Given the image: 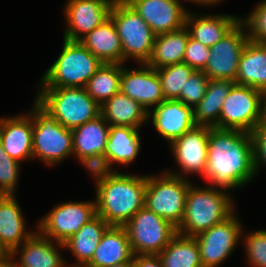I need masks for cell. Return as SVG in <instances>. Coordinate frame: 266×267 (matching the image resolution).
<instances>
[{
    "instance_id": "cell-32",
    "label": "cell",
    "mask_w": 266,
    "mask_h": 267,
    "mask_svg": "<svg viewBox=\"0 0 266 267\" xmlns=\"http://www.w3.org/2000/svg\"><path fill=\"white\" fill-rule=\"evenodd\" d=\"M158 257L162 267H203L195 237L177 233Z\"/></svg>"
},
{
    "instance_id": "cell-34",
    "label": "cell",
    "mask_w": 266,
    "mask_h": 267,
    "mask_svg": "<svg viewBox=\"0 0 266 267\" xmlns=\"http://www.w3.org/2000/svg\"><path fill=\"white\" fill-rule=\"evenodd\" d=\"M165 100L179 99L181 89L195 71L185 63L172 64L156 69Z\"/></svg>"
},
{
    "instance_id": "cell-6",
    "label": "cell",
    "mask_w": 266,
    "mask_h": 267,
    "mask_svg": "<svg viewBox=\"0 0 266 267\" xmlns=\"http://www.w3.org/2000/svg\"><path fill=\"white\" fill-rule=\"evenodd\" d=\"M29 112L33 123V159L49 167L73 157L72 130L61 125L36 100Z\"/></svg>"
},
{
    "instance_id": "cell-26",
    "label": "cell",
    "mask_w": 266,
    "mask_h": 267,
    "mask_svg": "<svg viewBox=\"0 0 266 267\" xmlns=\"http://www.w3.org/2000/svg\"><path fill=\"white\" fill-rule=\"evenodd\" d=\"M100 112L110 126L141 129V126L149 121L148 111L121 91L101 105Z\"/></svg>"
},
{
    "instance_id": "cell-39",
    "label": "cell",
    "mask_w": 266,
    "mask_h": 267,
    "mask_svg": "<svg viewBox=\"0 0 266 267\" xmlns=\"http://www.w3.org/2000/svg\"><path fill=\"white\" fill-rule=\"evenodd\" d=\"M79 160L81 165L93 175L95 186L107 178L112 177L118 170L113 168L108 156L105 153L84 156Z\"/></svg>"
},
{
    "instance_id": "cell-33",
    "label": "cell",
    "mask_w": 266,
    "mask_h": 267,
    "mask_svg": "<svg viewBox=\"0 0 266 267\" xmlns=\"http://www.w3.org/2000/svg\"><path fill=\"white\" fill-rule=\"evenodd\" d=\"M122 64L103 63L88 80L87 93L101 106L120 91Z\"/></svg>"
},
{
    "instance_id": "cell-19",
    "label": "cell",
    "mask_w": 266,
    "mask_h": 267,
    "mask_svg": "<svg viewBox=\"0 0 266 267\" xmlns=\"http://www.w3.org/2000/svg\"><path fill=\"white\" fill-rule=\"evenodd\" d=\"M0 143L15 161L33 160V123L29 111L0 118Z\"/></svg>"
},
{
    "instance_id": "cell-11",
    "label": "cell",
    "mask_w": 266,
    "mask_h": 267,
    "mask_svg": "<svg viewBox=\"0 0 266 267\" xmlns=\"http://www.w3.org/2000/svg\"><path fill=\"white\" fill-rule=\"evenodd\" d=\"M261 120L260 90L234 84L224 99L218 128L251 133Z\"/></svg>"
},
{
    "instance_id": "cell-14",
    "label": "cell",
    "mask_w": 266,
    "mask_h": 267,
    "mask_svg": "<svg viewBox=\"0 0 266 267\" xmlns=\"http://www.w3.org/2000/svg\"><path fill=\"white\" fill-rule=\"evenodd\" d=\"M240 21L224 38L210 47L207 64L202 70L209 79L235 82L240 56L246 46L248 34Z\"/></svg>"
},
{
    "instance_id": "cell-10",
    "label": "cell",
    "mask_w": 266,
    "mask_h": 267,
    "mask_svg": "<svg viewBox=\"0 0 266 267\" xmlns=\"http://www.w3.org/2000/svg\"><path fill=\"white\" fill-rule=\"evenodd\" d=\"M96 215L95 200L61 202L39 220L36 230L43 237L65 243Z\"/></svg>"
},
{
    "instance_id": "cell-2",
    "label": "cell",
    "mask_w": 266,
    "mask_h": 267,
    "mask_svg": "<svg viewBox=\"0 0 266 267\" xmlns=\"http://www.w3.org/2000/svg\"><path fill=\"white\" fill-rule=\"evenodd\" d=\"M147 175L117 171L96 185V214L110 226H124L145 206Z\"/></svg>"
},
{
    "instance_id": "cell-45",
    "label": "cell",
    "mask_w": 266,
    "mask_h": 267,
    "mask_svg": "<svg viewBox=\"0 0 266 267\" xmlns=\"http://www.w3.org/2000/svg\"><path fill=\"white\" fill-rule=\"evenodd\" d=\"M0 267H16L15 262L9 255L0 257Z\"/></svg>"
},
{
    "instance_id": "cell-20",
    "label": "cell",
    "mask_w": 266,
    "mask_h": 267,
    "mask_svg": "<svg viewBox=\"0 0 266 267\" xmlns=\"http://www.w3.org/2000/svg\"><path fill=\"white\" fill-rule=\"evenodd\" d=\"M61 248L65 249L64 243L43 237L36 231L9 256L16 267H67V260L58 251Z\"/></svg>"
},
{
    "instance_id": "cell-9",
    "label": "cell",
    "mask_w": 266,
    "mask_h": 267,
    "mask_svg": "<svg viewBox=\"0 0 266 267\" xmlns=\"http://www.w3.org/2000/svg\"><path fill=\"white\" fill-rule=\"evenodd\" d=\"M124 227L134 255H158L177 234L176 226L145 206Z\"/></svg>"
},
{
    "instance_id": "cell-4",
    "label": "cell",
    "mask_w": 266,
    "mask_h": 267,
    "mask_svg": "<svg viewBox=\"0 0 266 267\" xmlns=\"http://www.w3.org/2000/svg\"><path fill=\"white\" fill-rule=\"evenodd\" d=\"M35 100L61 125L73 130L101 114L100 105L80 87H38Z\"/></svg>"
},
{
    "instance_id": "cell-5",
    "label": "cell",
    "mask_w": 266,
    "mask_h": 267,
    "mask_svg": "<svg viewBox=\"0 0 266 267\" xmlns=\"http://www.w3.org/2000/svg\"><path fill=\"white\" fill-rule=\"evenodd\" d=\"M102 64L79 41L63 39L59 56L41 76L38 87L85 88L88 80Z\"/></svg>"
},
{
    "instance_id": "cell-21",
    "label": "cell",
    "mask_w": 266,
    "mask_h": 267,
    "mask_svg": "<svg viewBox=\"0 0 266 267\" xmlns=\"http://www.w3.org/2000/svg\"><path fill=\"white\" fill-rule=\"evenodd\" d=\"M21 206L15 195H0V247L10 255L35 232L26 228Z\"/></svg>"
},
{
    "instance_id": "cell-42",
    "label": "cell",
    "mask_w": 266,
    "mask_h": 267,
    "mask_svg": "<svg viewBox=\"0 0 266 267\" xmlns=\"http://www.w3.org/2000/svg\"><path fill=\"white\" fill-rule=\"evenodd\" d=\"M134 267H162L158 255H134Z\"/></svg>"
},
{
    "instance_id": "cell-43",
    "label": "cell",
    "mask_w": 266,
    "mask_h": 267,
    "mask_svg": "<svg viewBox=\"0 0 266 267\" xmlns=\"http://www.w3.org/2000/svg\"><path fill=\"white\" fill-rule=\"evenodd\" d=\"M181 4H182V1L181 0H178ZM185 2H191V3H196L198 6L199 5H202V6H212V5H217L219 4L220 2L224 1V0H184Z\"/></svg>"
},
{
    "instance_id": "cell-16",
    "label": "cell",
    "mask_w": 266,
    "mask_h": 267,
    "mask_svg": "<svg viewBox=\"0 0 266 267\" xmlns=\"http://www.w3.org/2000/svg\"><path fill=\"white\" fill-rule=\"evenodd\" d=\"M127 68L122 64L120 91L140 103L148 112L165 100L157 70L140 63ZM126 67V68H125Z\"/></svg>"
},
{
    "instance_id": "cell-7",
    "label": "cell",
    "mask_w": 266,
    "mask_h": 267,
    "mask_svg": "<svg viewBox=\"0 0 266 267\" xmlns=\"http://www.w3.org/2000/svg\"><path fill=\"white\" fill-rule=\"evenodd\" d=\"M110 18L120 37L124 64L129 59L137 64L147 63L156 37L150 26L125 0H115Z\"/></svg>"
},
{
    "instance_id": "cell-47",
    "label": "cell",
    "mask_w": 266,
    "mask_h": 267,
    "mask_svg": "<svg viewBox=\"0 0 266 267\" xmlns=\"http://www.w3.org/2000/svg\"><path fill=\"white\" fill-rule=\"evenodd\" d=\"M8 254L0 247V257L7 256Z\"/></svg>"
},
{
    "instance_id": "cell-8",
    "label": "cell",
    "mask_w": 266,
    "mask_h": 267,
    "mask_svg": "<svg viewBox=\"0 0 266 267\" xmlns=\"http://www.w3.org/2000/svg\"><path fill=\"white\" fill-rule=\"evenodd\" d=\"M190 179L176 177L165 170L158 176L147 174L145 207L177 228L182 223Z\"/></svg>"
},
{
    "instance_id": "cell-31",
    "label": "cell",
    "mask_w": 266,
    "mask_h": 267,
    "mask_svg": "<svg viewBox=\"0 0 266 267\" xmlns=\"http://www.w3.org/2000/svg\"><path fill=\"white\" fill-rule=\"evenodd\" d=\"M235 84L230 80L209 79L203 99L193 108L196 125L217 127L224 99Z\"/></svg>"
},
{
    "instance_id": "cell-25",
    "label": "cell",
    "mask_w": 266,
    "mask_h": 267,
    "mask_svg": "<svg viewBox=\"0 0 266 267\" xmlns=\"http://www.w3.org/2000/svg\"><path fill=\"white\" fill-rule=\"evenodd\" d=\"M110 225L96 215L75 232L65 243L64 247L75 257L76 264L67 267H84L91 259L98 244Z\"/></svg>"
},
{
    "instance_id": "cell-46",
    "label": "cell",
    "mask_w": 266,
    "mask_h": 267,
    "mask_svg": "<svg viewBox=\"0 0 266 267\" xmlns=\"http://www.w3.org/2000/svg\"><path fill=\"white\" fill-rule=\"evenodd\" d=\"M109 267H134L133 266V259L130 262H125V263H120V264H115V265H111Z\"/></svg>"
},
{
    "instance_id": "cell-35",
    "label": "cell",
    "mask_w": 266,
    "mask_h": 267,
    "mask_svg": "<svg viewBox=\"0 0 266 267\" xmlns=\"http://www.w3.org/2000/svg\"><path fill=\"white\" fill-rule=\"evenodd\" d=\"M242 232L245 257L249 267H266V229Z\"/></svg>"
},
{
    "instance_id": "cell-37",
    "label": "cell",
    "mask_w": 266,
    "mask_h": 267,
    "mask_svg": "<svg viewBox=\"0 0 266 267\" xmlns=\"http://www.w3.org/2000/svg\"><path fill=\"white\" fill-rule=\"evenodd\" d=\"M247 15L240 17V21L246 27L249 41L266 43V0H261Z\"/></svg>"
},
{
    "instance_id": "cell-1",
    "label": "cell",
    "mask_w": 266,
    "mask_h": 267,
    "mask_svg": "<svg viewBox=\"0 0 266 267\" xmlns=\"http://www.w3.org/2000/svg\"><path fill=\"white\" fill-rule=\"evenodd\" d=\"M255 176L250 133L209 127L204 182L210 187L232 192L252 182Z\"/></svg>"
},
{
    "instance_id": "cell-12",
    "label": "cell",
    "mask_w": 266,
    "mask_h": 267,
    "mask_svg": "<svg viewBox=\"0 0 266 267\" xmlns=\"http://www.w3.org/2000/svg\"><path fill=\"white\" fill-rule=\"evenodd\" d=\"M238 219L234 212L224 221L194 236L203 267H218L231 256L244 230Z\"/></svg>"
},
{
    "instance_id": "cell-17",
    "label": "cell",
    "mask_w": 266,
    "mask_h": 267,
    "mask_svg": "<svg viewBox=\"0 0 266 267\" xmlns=\"http://www.w3.org/2000/svg\"><path fill=\"white\" fill-rule=\"evenodd\" d=\"M156 34L178 30L185 26L187 8L178 0H125Z\"/></svg>"
},
{
    "instance_id": "cell-36",
    "label": "cell",
    "mask_w": 266,
    "mask_h": 267,
    "mask_svg": "<svg viewBox=\"0 0 266 267\" xmlns=\"http://www.w3.org/2000/svg\"><path fill=\"white\" fill-rule=\"evenodd\" d=\"M20 164L22 163L15 161L6 153L0 143V195H16Z\"/></svg>"
},
{
    "instance_id": "cell-3",
    "label": "cell",
    "mask_w": 266,
    "mask_h": 267,
    "mask_svg": "<svg viewBox=\"0 0 266 267\" xmlns=\"http://www.w3.org/2000/svg\"><path fill=\"white\" fill-rule=\"evenodd\" d=\"M231 192L224 189L189 186L186 197L185 212L177 233L185 236H196L230 217L234 209Z\"/></svg>"
},
{
    "instance_id": "cell-15",
    "label": "cell",
    "mask_w": 266,
    "mask_h": 267,
    "mask_svg": "<svg viewBox=\"0 0 266 267\" xmlns=\"http://www.w3.org/2000/svg\"><path fill=\"white\" fill-rule=\"evenodd\" d=\"M115 0H67L64 7V39L79 41L110 18Z\"/></svg>"
},
{
    "instance_id": "cell-27",
    "label": "cell",
    "mask_w": 266,
    "mask_h": 267,
    "mask_svg": "<svg viewBox=\"0 0 266 267\" xmlns=\"http://www.w3.org/2000/svg\"><path fill=\"white\" fill-rule=\"evenodd\" d=\"M235 84L256 89L266 87V44L248 41L240 56Z\"/></svg>"
},
{
    "instance_id": "cell-13",
    "label": "cell",
    "mask_w": 266,
    "mask_h": 267,
    "mask_svg": "<svg viewBox=\"0 0 266 267\" xmlns=\"http://www.w3.org/2000/svg\"><path fill=\"white\" fill-rule=\"evenodd\" d=\"M208 141V126L196 125L185 132L169 145L180 172L176 169L165 172L186 179L187 175L196 174L204 179L208 162Z\"/></svg>"
},
{
    "instance_id": "cell-22",
    "label": "cell",
    "mask_w": 266,
    "mask_h": 267,
    "mask_svg": "<svg viewBox=\"0 0 266 267\" xmlns=\"http://www.w3.org/2000/svg\"><path fill=\"white\" fill-rule=\"evenodd\" d=\"M240 18L230 14H195L188 11L185 26L190 36L207 47L224 38L238 23Z\"/></svg>"
},
{
    "instance_id": "cell-28",
    "label": "cell",
    "mask_w": 266,
    "mask_h": 267,
    "mask_svg": "<svg viewBox=\"0 0 266 267\" xmlns=\"http://www.w3.org/2000/svg\"><path fill=\"white\" fill-rule=\"evenodd\" d=\"M140 129L128 126H110L105 154L112 166L130 165L141 149Z\"/></svg>"
},
{
    "instance_id": "cell-38",
    "label": "cell",
    "mask_w": 266,
    "mask_h": 267,
    "mask_svg": "<svg viewBox=\"0 0 266 267\" xmlns=\"http://www.w3.org/2000/svg\"><path fill=\"white\" fill-rule=\"evenodd\" d=\"M209 78L203 71H194L180 91L179 101L185 105L195 107L204 97Z\"/></svg>"
},
{
    "instance_id": "cell-40",
    "label": "cell",
    "mask_w": 266,
    "mask_h": 267,
    "mask_svg": "<svg viewBox=\"0 0 266 267\" xmlns=\"http://www.w3.org/2000/svg\"><path fill=\"white\" fill-rule=\"evenodd\" d=\"M209 54V47L189 36L185 48L183 63L189 65L196 71H202L207 64Z\"/></svg>"
},
{
    "instance_id": "cell-23",
    "label": "cell",
    "mask_w": 266,
    "mask_h": 267,
    "mask_svg": "<svg viewBox=\"0 0 266 267\" xmlns=\"http://www.w3.org/2000/svg\"><path fill=\"white\" fill-rule=\"evenodd\" d=\"M127 230L124 226H110L103 234L92 259L84 267H109L133 259Z\"/></svg>"
},
{
    "instance_id": "cell-24",
    "label": "cell",
    "mask_w": 266,
    "mask_h": 267,
    "mask_svg": "<svg viewBox=\"0 0 266 267\" xmlns=\"http://www.w3.org/2000/svg\"><path fill=\"white\" fill-rule=\"evenodd\" d=\"M79 42L103 63L124 64V55L111 18L87 33Z\"/></svg>"
},
{
    "instance_id": "cell-29",
    "label": "cell",
    "mask_w": 266,
    "mask_h": 267,
    "mask_svg": "<svg viewBox=\"0 0 266 267\" xmlns=\"http://www.w3.org/2000/svg\"><path fill=\"white\" fill-rule=\"evenodd\" d=\"M110 125L100 114L72 130L73 156L76 159L105 152Z\"/></svg>"
},
{
    "instance_id": "cell-44",
    "label": "cell",
    "mask_w": 266,
    "mask_h": 267,
    "mask_svg": "<svg viewBox=\"0 0 266 267\" xmlns=\"http://www.w3.org/2000/svg\"><path fill=\"white\" fill-rule=\"evenodd\" d=\"M261 93V119L266 120V87L260 90Z\"/></svg>"
},
{
    "instance_id": "cell-30",
    "label": "cell",
    "mask_w": 266,
    "mask_h": 267,
    "mask_svg": "<svg viewBox=\"0 0 266 267\" xmlns=\"http://www.w3.org/2000/svg\"><path fill=\"white\" fill-rule=\"evenodd\" d=\"M189 36L190 33L186 26L156 35L152 54L146 64L154 69H159L167 65L183 63Z\"/></svg>"
},
{
    "instance_id": "cell-18",
    "label": "cell",
    "mask_w": 266,
    "mask_h": 267,
    "mask_svg": "<svg viewBox=\"0 0 266 267\" xmlns=\"http://www.w3.org/2000/svg\"><path fill=\"white\" fill-rule=\"evenodd\" d=\"M162 138L170 145L185 132L196 126L193 107L177 99L164 100L153 111L148 112V120Z\"/></svg>"
},
{
    "instance_id": "cell-41",
    "label": "cell",
    "mask_w": 266,
    "mask_h": 267,
    "mask_svg": "<svg viewBox=\"0 0 266 267\" xmlns=\"http://www.w3.org/2000/svg\"><path fill=\"white\" fill-rule=\"evenodd\" d=\"M253 147L255 173L266 167V120H261L250 133Z\"/></svg>"
}]
</instances>
